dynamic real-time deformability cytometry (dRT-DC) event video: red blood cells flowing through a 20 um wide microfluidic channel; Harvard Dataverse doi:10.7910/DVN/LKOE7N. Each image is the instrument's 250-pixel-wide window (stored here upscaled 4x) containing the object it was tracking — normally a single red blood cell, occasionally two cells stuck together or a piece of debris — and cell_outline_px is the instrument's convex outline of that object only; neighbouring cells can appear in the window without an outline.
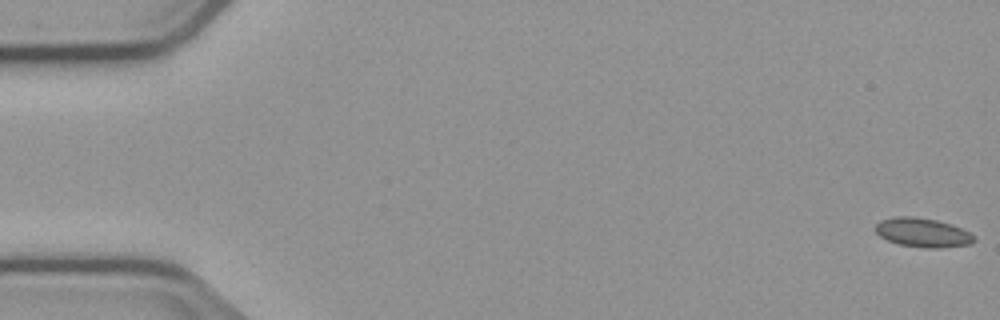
{"species": "common noctule bat (a hibernating species)", "species_latin": "Nyctalus noctula", "temperature_condition": "cold", "stored_images_in_passage": 8, "camera_frame_rate_fps": 3000, "um_per_image_px": 0.085, "animal": {"sex": "male", "body_mass_g": 23.1, "forearm_length_mm": 52.7}, "frame": {"image": 1, "passage_image": 1, "time_ms": 0.0, "image_size_px": [1000, 320], "cell_outline_px": [[976, 240], [972, 244], [940, 248], [924, 248], [900, 244], [888, 240], [880, 236], [876, 232], [876, 224], [880, 220], [896, 216], [912, 216], [936, 220], [960, 228], [968, 232]], "centroid_in_image_um": [78.41, 19.77], "position_along_channel_um": 6.6, "area_um2": 16.53}}